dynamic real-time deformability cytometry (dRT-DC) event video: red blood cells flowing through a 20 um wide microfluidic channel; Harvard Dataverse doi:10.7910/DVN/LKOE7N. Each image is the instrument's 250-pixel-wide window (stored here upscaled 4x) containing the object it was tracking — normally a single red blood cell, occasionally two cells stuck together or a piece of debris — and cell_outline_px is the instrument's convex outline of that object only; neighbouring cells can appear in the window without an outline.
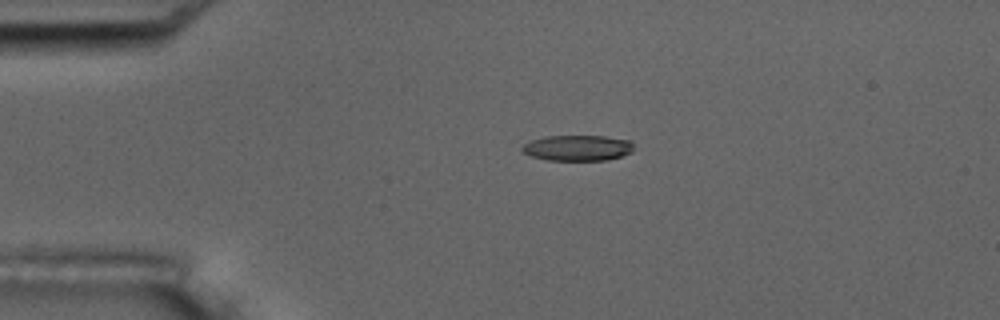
{"species": "common noctule bat (a hibernating species)", "species_latin": "Nyctalus noctula", "temperature_condition": "room temperature", "stored_images_in_passage": 4, "camera_frame_rate_fps": 3000, "um_per_image_px": 0.085, "animal": {"sex": "male", "body_mass_g": 17.5, "forearm_length_mm": 52.3}, "frame": {"image": 1, "passage_image": 2, "time_ms": 0.333, "image_size_px": [1000, 320], "cell_outline_px": [[632, 152], [608, 160], [548, 160], [532, 156], [520, 152], [520, 148], [524, 144], [532, 140], [544, 136], [604, 136], [632, 140]], "centroid_in_image_um": [49.07, 12.57], "position_along_channel_um": 35.9, "area_um2": 16.76}}